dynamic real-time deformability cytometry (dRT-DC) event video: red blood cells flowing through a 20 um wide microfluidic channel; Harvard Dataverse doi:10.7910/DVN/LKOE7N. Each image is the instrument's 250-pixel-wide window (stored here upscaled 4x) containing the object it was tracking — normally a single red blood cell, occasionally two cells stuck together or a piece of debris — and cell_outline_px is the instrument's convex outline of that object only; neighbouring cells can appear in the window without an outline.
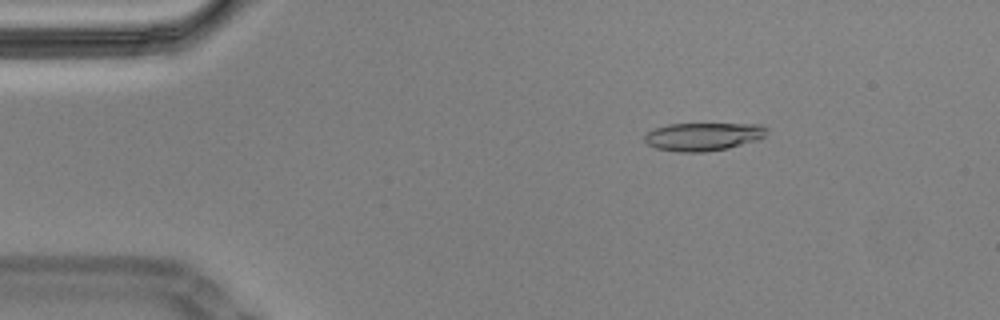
{"species": "Egyptian fruit bat (a non-hibernating species)", "species_latin": "Rousettus aegyptiacus", "temperature_condition": "cold", "stored_images_in_passage": 58, "camera_frame_rate_fps": 3000, "um_per_image_px": 0.085, "animal": {"sex": "male"}, "frame": {"image": 1, "passage_image": 9, "time_ms": 2.667, "image_size_px": [1000, 320], "cell_outline_px": [[768, 128], [764, 136], [756, 140], [728, 148], [708, 152], [676, 152], [656, 148], [648, 144], [644, 140], [644, 136], [648, 132], [656, 128], [668, 124], [760, 124]], "centroid_in_image_um": [59.76, 11.61], "position_along_channel_um": 25.2, "area_um2": 19.94}}
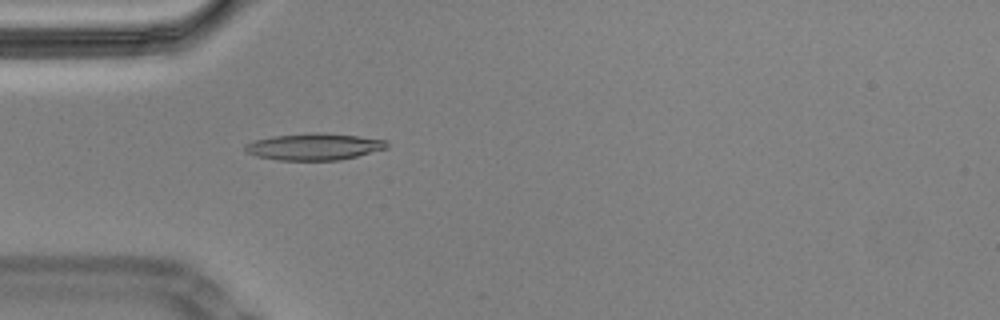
{"frame": {"image": 2, "passage_image": 17, "time_ms": 5.333, "image_size_px": [1000, 320], "cell_outline_px": [[388, 148], [340, 160], [280, 160], [256, 156], [244, 152], [244, 144], [256, 140], [272, 136], [312, 132], [316, 132], [360, 136], [388, 140]], "centroid_in_image_um": [26.7, 12.46], "position_along_channel_um": 58.3, "area_um2": 22.2}}
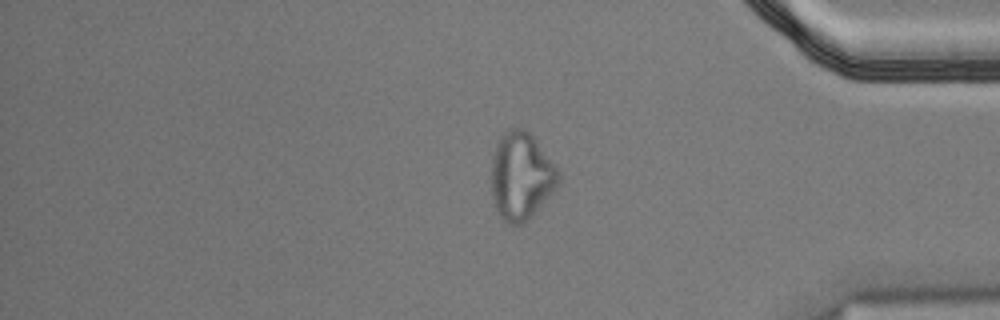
{"frame": {"image": 3, "passage_image": 48, "time_ms": 15.667, "image_size_px": [1000, 320], "cell_outline_px": [[560, 184], [532, 216], [528, 220], [520, 224], [508, 224], [496, 212], [492, 196], [492, 156], [496, 144], [500, 136], [508, 128], [524, 128], [532, 136], [560, 172]], "centroid_in_image_um": [44.29, 14.98], "position_along_channel_um": 390.9, "area_um2": 34.22}, "authors_computed_cell_mechanics": {"area_um2": 21.1837, "velocity_mm_per_s": 3.4616, "shape_relaxation_time_tau1_ms": null, "shape_relaxation_time_tau2_ms": 4.2343, "deformation_change_tau1": null, "deformation_change_tau2": 0.1273}}